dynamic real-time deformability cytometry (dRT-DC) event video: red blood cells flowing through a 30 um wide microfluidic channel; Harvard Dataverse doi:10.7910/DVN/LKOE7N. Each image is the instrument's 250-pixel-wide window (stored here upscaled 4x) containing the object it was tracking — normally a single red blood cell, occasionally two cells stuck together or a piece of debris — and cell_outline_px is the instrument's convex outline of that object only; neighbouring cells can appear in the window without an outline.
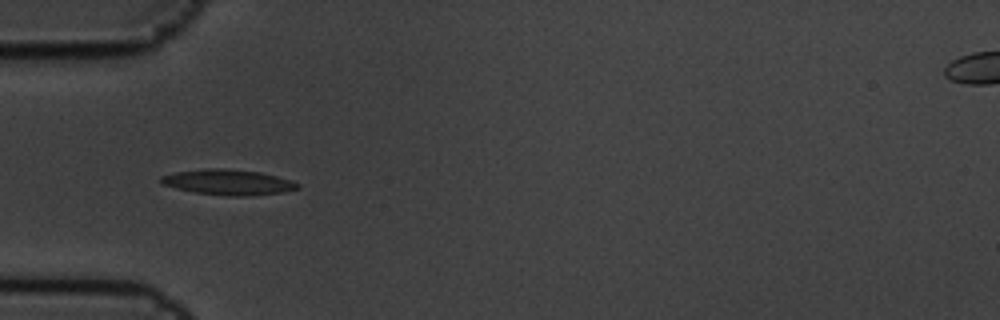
{"species": "common noctule bat (a hibernating species)", "species_latin": "Nyctalus noctula", "temperature_condition": "cold", "stored_images_in_passage": 10, "camera_frame_rate_fps": 3000, "um_per_image_px": 0.085, "animal": {"sex": "male", "body_mass_g": 19.5, "forearm_length_mm": 54.6}, "frame": {"image": 1, "passage_image": 4, "time_ms": 1.0, "image_size_px": [1000, 320], "cell_outline_px": [[300, 188], [284, 192], [252, 196], [228, 196], [196, 192], [176, 188], [164, 184], [160, 180], [160, 176], [176, 172], [208, 168], [224, 168], [260, 172], [292, 180], [300, 184]], "centroid_in_image_um": [19.45, 15.49], "position_along_channel_um": 65.5, "area_um2": 20.23}}
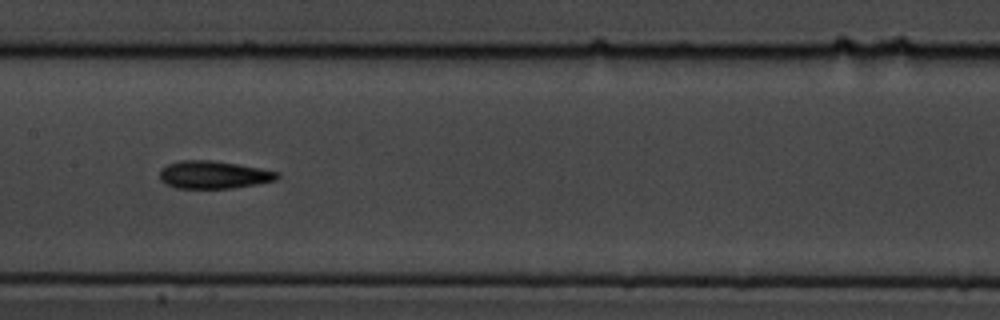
{"frame": {"image": 2, "passage_image": 7, "time_ms": 2.0, "image_size_px": [1000, 320], "cell_outline_px": [[280, 176], [276, 180], [256, 184], [232, 188], [176, 188], [164, 184], [160, 180], [160, 168], [168, 164], [180, 160], [212, 160], [260, 168], [280, 172]], "centroid_in_image_um": [18.13, 14.85], "position_along_channel_um": 189.3, "area_um2": 19.07}}
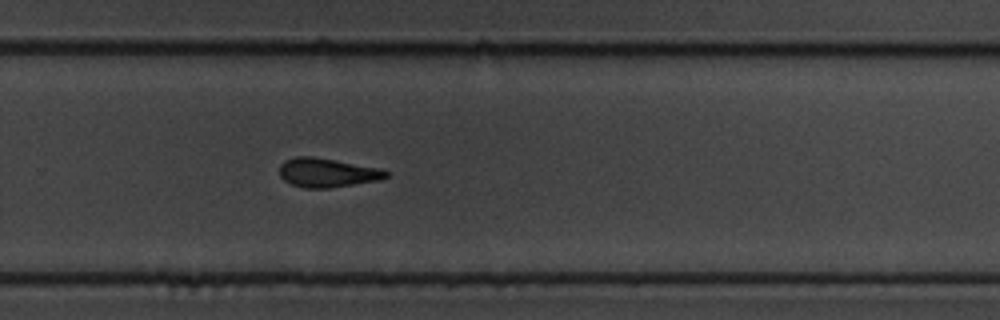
{"frame": {"image": 3, "passage_image": 10, "time_ms": 3.0, "image_size_px": [1000, 320], "cell_outline_px": [[388, 176], [380, 180], [328, 188], [304, 188], [292, 184], [284, 180], [280, 176], [280, 164], [284, 160], [296, 156], [312, 156], [336, 160], [380, 168], [388, 172]], "centroid_in_image_um": [27.8, 14.67], "position_along_channel_um": 302.0, "area_um2": 18.03}}